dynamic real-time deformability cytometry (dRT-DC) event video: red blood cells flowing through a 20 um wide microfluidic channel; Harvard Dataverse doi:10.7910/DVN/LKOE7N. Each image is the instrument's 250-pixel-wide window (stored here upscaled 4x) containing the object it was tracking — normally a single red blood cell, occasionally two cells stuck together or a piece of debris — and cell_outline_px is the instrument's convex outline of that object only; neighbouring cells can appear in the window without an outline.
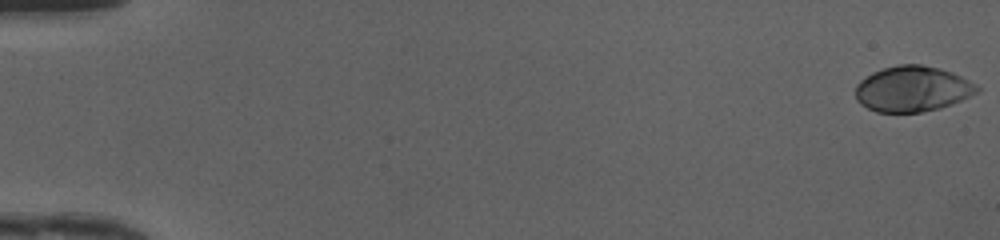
{"species": "human", "species_latin": "Homo sapiens", "temperature_condition": "cold", "stored_images_in_passage": 50, "camera_frame_rate_fps": 3000, "um_per_image_px": 0.085, "donor": {"sex": "female"}, "frame": {"image": 1, "passage_image": 1, "time_ms": 0.0, "image_size_px": [1000, 240], "cell_outline_px": [[980, 92], [952, 104], [940, 108], [920, 112], [876, 112], [860, 104], [856, 100], [856, 84], [860, 80], [872, 72], [896, 64], [920, 64], [940, 68], [952, 72], [976, 84], [980, 88]], "centroid_in_image_um": [77.56, 7.55], "position_along_channel_um": 7.4, "area_um2": 32.48}}
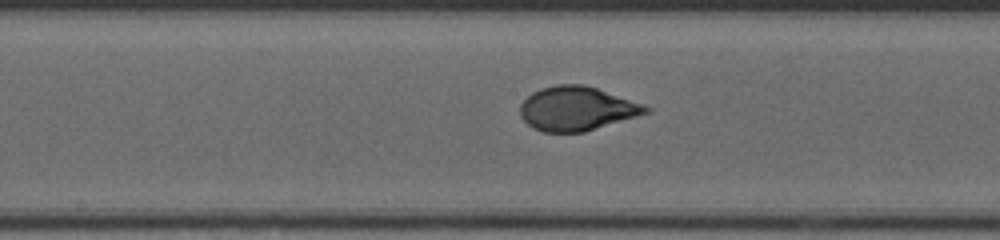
{"frame": {"image": 2, "passage_image": 27, "time_ms": 8.667, "image_size_px": [1000, 240], "cell_outline_px": [[652, 108], [648, 112], [636, 116], [584, 132], [544, 132], [532, 128], [520, 116], [520, 104], [532, 92], [540, 88], [556, 84], [584, 84], [644, 104]], "centroid_in_image_um": [49.0, 9.22], "position_along_channel_um": 199.2, "area_um2": 32.14}}
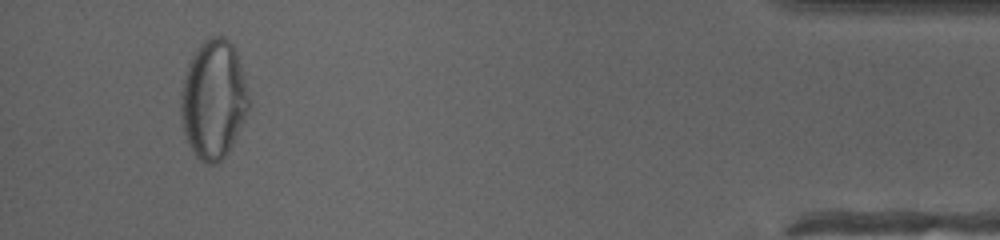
{"frame": {"image": 3, "passage_image": 47, "time_ms": 15.333, "image_size_px": [1000, 240], "cell_outline_px": [[248, 108], [244, 120], [228, 152], [216, 164], [208, 164], [200, 160], [192, 152], [188, 144], [184, 132], [180, 116], [180, 92], [184, 72], [192, 56], [200, 44], [204, 40], [212, 36], [224, 36], [236, 48], [248, 96]], "centroid_in_image_um": [18.11, 8.45], "position_along_channel_um": 417.1, "area_um2": 47.05}, "authors_computed_cell_mechanics": {"area_um2": 32.1946, "velocity_mm_per_s": 4.2042, "shape_relaxation_time_tau1_ms": 5.1996, "shape_relaxation_time_tau2_ms": null, "deformation_change_tau1": 0.2315, "deformation_change_tau2": null}}